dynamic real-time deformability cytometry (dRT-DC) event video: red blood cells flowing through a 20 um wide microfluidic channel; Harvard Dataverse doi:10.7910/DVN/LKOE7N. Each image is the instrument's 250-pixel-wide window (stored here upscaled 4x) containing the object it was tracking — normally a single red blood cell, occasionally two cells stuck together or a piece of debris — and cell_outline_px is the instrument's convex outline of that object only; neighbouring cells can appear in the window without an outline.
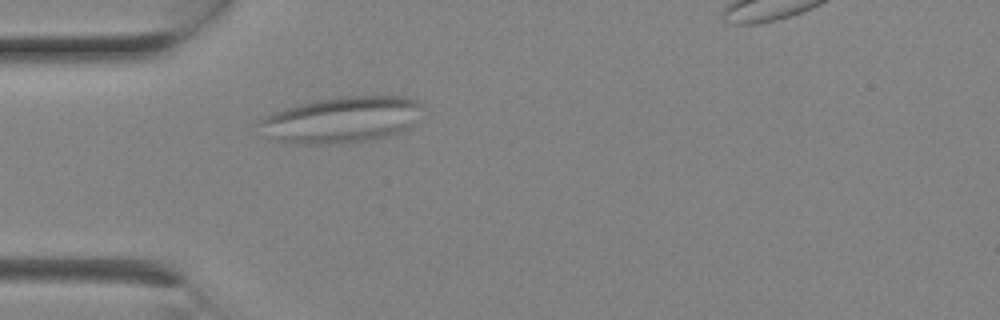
{"species": "Egyptian fruit bat (a non-hibernating species)", "species_latin": "Rousettus aegyptiacus", "temperature_condition": "room temperature", "stored_images_in_passage": 2, "camera_frame_rate_fps": 3000, "um_per_image_px": 0.085, "animal": {"sex": "female"}, "frame": {"image": 1, "passage_image": 2, "time_ms": 0.333, "image_size_px": [1000, 320], "cell_outline_px": [[424, 108], [416, 124], [412, 128], [404, 132], [380, 140], [344, 144], [292, 144], [268, 140], [260, 120], [264, 116], [272, 112], [312, 100], [340, 96], [408, 96], [416, 100]], "centroid_in_image_um": [29.13, 10.2], "position_along_channel_um": 55.9, "area_um2": 45.32}}